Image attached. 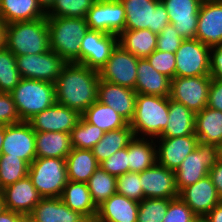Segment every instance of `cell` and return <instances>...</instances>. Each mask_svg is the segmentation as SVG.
I'll use <instances>...</instances> for the list:
<instances>
[{"instance_id": "1", "label": "cell", "mask_w": 222, "mask_h": 222, "mask_svg": "<svg viewBox=\"0 0 222 222\" xmlns=\"http://www.w3.org/2000/svg\"><path fill=\"white\" fill-rule=\"evenodd\" d=\"M99 71L68 63L54 83L56 102L82 114L97 101Z\"/></svg>"}, {"instance_id": "2", "label": "cell", "mask_w": 222, "mask_h": 222, "mask_svg": "<svg viewBox=\"0 0 222 222\" xmlns=\"http://www.w3.org/2000/svg\"><path fill=\"white\" fill-rule=\"evenodd\" d=\"M5 47L15 56L41 54L50 50L47 17L7 24Z\"/></svg>"}, {"instance_id": "3", "label": "cell", "mask_w": 222, "mask_h": 222, "mask_svg": "<svg viewBox=\"0 0 222 222\" xmlns=\"http://www.w3.org/2000/svg\"><path fill=\"white\" fill-rule=\"evenodd\" d=\"M50 49L68 63L80 64V41L89 27L86 18L47 17Z\"/></svg>"}, {"instance_id": "4", "label": "cell", "mask_w": 222, "mask_h": 222, "mask_svg": "<svg viewBox=\"0 0 222 222\" xmlns=\"http://www.w3.org/2000/svg\"><path fill=\"white\" fill-rule=\"evenodd\" d=\"M168 110L169 97L137 94L134 117L129 123L134 136L159 137L168 123Z\"/></svg>"}, {"instance_id": "5", "label": "cell", "mask_w": 222, "mask_h": 222, "mask_svg": "<svg viewBox=\"0 0 222 222\" xmlns=\"http://www.w3.org/2000/svg\"><path fill=\"white\" fill-rule=\"evenodd\" d=\"M10 94L21 121L26 122L56 103L54 84L47 81L22 78Z\"/></svg>"}, {"instance_id": "6", "label": "cell", "mask_w": 222, "mask_h": 222, "mask_svg": "<svg viewBox=\"0 0 222 222\" xmlns=\"http://www.w3.org/2000/svg\"><path fill=\"white\" fill-rule=\"evenodd\" d=\"M28 176L42 198L61 197L68 182L66 159L36 157Z\"/></svg>"}, {"instance_id": "7", "label": "cell", "mask_w": 222, "mask_h": 222, "mask_svg": "<svg viewBox=\"0 0 222 222\" xmlns=\"http://www.w3.org/2000/svg\"><path fill=\"white\" fill-rule=\"evenodd\" d=\"M125 8L124 30L149 29L159 34L170 22L161 0H120Z\"/></svg>"}, {"instance_id": "8", "label": "cell", "mask_w": 222, "mask_h": 222, "mask_svg": "<svg viewBox=\"0 0 222 222\" xmlns=\"http://www.w3.org/2000/svg\"><path fill=\"white\" fill-rule=\"evenodd\" d=\"M218 160V146L199 142L196 149L187 155L181 165L175 170L178 192L209 175V171Z\"/></svg>"}, {"instance_id": "9", "label": "cell", "mask_w": 222, "mask_h": 222, "mask_svg": "<svg viewBox=\"0 0 222 222\" xmlns=\"http://www.w3.org/2000/svg\"><path fill=\"white\" fill-rule=\"evenodd\" d=\"M22 78L55 83L68 62L51 49L41 54L15 56Z\"/></svg>"}, {"instance_id": "10", "label": "cell", "mask_w": 222, "mask_h": 222, "mask_svg": "<svg viewBox=\"0 0 222 222\" xmlns=\"http://www.w3.org/2000/svg\"><path fill=\"white\" fill-rule=\"evenodd\" d=\"M210 50L197 39H184L175 52V77L210 75Z\"/></svg>"}, {"instance_id": "11", "label": "cell", "mask_w": 222, "mask_h": 222, "mask_svg": "<svg viewBox=\"0 0 222 222\" xmlns=\"http://www.w3.org/2000/svg\"><path fill=\"white\" fill-rule=\"evenodd\" d=\"M212 76L174 77L171 79L170 99L184 104L194 113L207 107Z\"/></svg>"}, {"instance_id": "12", "label": "cell", "mask_w": 222, "mask_h": 222, "mask_svg": "<svg viewBox=\"0 0 222 222\" xmlns=\"http://www.w3.org/2000/svg\"><path fill=\"white\" fill-rule=\"evenodd\" d=\"M117 45V35L88 29L80 41V64L99 71Z\"/></svg>"}, {"instance_id": "13", "label": "cell", "mask_w": 222, "mask_h": 222, "mask_svg": "<svg viewBox=\"0 0 222 222\" xmlns=\"http://www.w3.org/2000/svg\"><path fill=\"white\" fill-rule=\"evenodd\" d=\"M91 30L119 35L124 31L125 8L120 0H96L86 15Z\"/></svg>"}, {"instance_id": "14", "label": "cell", "mask_w": 222, "mask_h": 222, "mask_svg": "<svg viewBox=\"0 0 222 222\" xmlns=\"http://www.w3.org/2000/svg\"><path fill=\"white\" fill-rule=\"evenodd\" d=\"M138 59L118 44L106 64L99 70L100 79L134 90Z\"/></svg>"}, {"instance_id": "15", "label": "cell", "mask_w": 222, "mask_h": 222, "mask_svg": "<svg viewBox=\"0 0 222 222\" xmlns=\"http://www.w3.org/2000/svg\"><path fill=\"white\" fill-rule=\"evenodd\" d=\"M1 154L19 157L29 165L36 158L35 131L29 122L4 126Z\"/></svg>"}, {"instance_id": "16", "label": "cell", "mask_w": 222, "mask_h": 222, "mask_svg": "<svg viewBox=\"0 0 222 222\" xmlns=\"http://www.w3.org/2000/svg\"><path fill=\"white\" fill-rule=\"evenodd\" d=\"M195 39L210 48L222 45V0H203Z\"/></svg>"}, {"instance_id": "17", "label": "cell", "mask_w": 222, "mask_h": 222, "mask_svg": "<svg viewBox=\"0 0 222 222\" xmlns=\"http://www.w3.org/2000/svg\"><path fill=\"white\" fill-rule=\"evenodd\" d=\"M140 180L144 199H174L179 197L175 171L167 169L157 162L140 172Z\"/></svg>"}, {"instance_id": "18", "label": "cell", "mask_w": 222, "mask_h": 222, "mask_svg": "<svg viewBox=\"0 0 222 222\" xmlns=\"http://www.w3.org/2000/svg\"><path fill=\"white\" fill-rule=\"evenodd\" d=\"M169 22L183 39H195L199 8L203 0H161Z\"/></svg>"}, {"instance_id": "19", "label": "cell", "mask_w": 222, "mask_h": 222, "mask_svg": "<svg viewBox=\"0 0 222 222\" xmlns=\"http://www.w3.org/2000/svg\"><path fill=\"white\" fill-rule=\"evenodd\" d=\"M81 114L74 109L68 108L59 103L36 114L28 122L35 132H65L71 133L78 123Z\"/></svg>"}, {"instance_id": "20", "label": "cell", "mask_w": 222, "mask_h": 222, "mask_svg": "<svg viewBox=\"0 0 222 222\" xmlns=\"http://www.w3.org/2000/svg\"><path fill=\"white\" fill-rule=\"evenodd\" d=\"M179 197L200 220L222 201L209 175L183 188Z\"/></svg>"}, {"instance_id": "21", "label": "cell", "mask_w": 222, "mask_h": 222, "mask_svg": "<svg viewBox=\"0 0 222 222\" xmlns=\"http://www.w3.org/2000/svg\"><path fill=\"white\" fill-rule=\"evenodd\" d=\"M157 143V163L167 169L175 171L186 156L196 149L199 140L198 137L193 134L172 138H157Z\"/></svg>"}, {"instance_id": "22", "label": "cell", "mask_w": 222, "mask_h": 222, "mask_svg": "<svg viewBox=\"0 0 222 222\" xmlns=\"http://www.w3.org/2000/svg\"><path fill=\"white\" fill-rule=\"evenodd\" d=\"M1 194L5 209L20 213L21 215H30L42 199L28 175L1 189Z\"/></svg>"}, {"instance_id": "23", "label": "cell", "mask_w": 222, "mask_h": 222, "mask_svg": "<svg viewBox=\"0 0 222 222\" xmlns=\"http://www.w3.org/2000/svg\"><path fill=\"white\" fill-rule=\"evenodd\" d=\"M137 93L131 88L101 80L98 85L97 100L113 108L128 123L134 117Z\"/></svg>"}, {"instance_id": "24", "label": "cell", "mask_w": 222, "mask_h": 222, "mask_svg": "<svg viewBox=\"0 0 222 222\" xmlns=\"http://www.w3.org/2000/svg\"><path fill=\"white\" fill-rule=\"evenodd\" d=\"M139 202L114 194L97 209L94 222H137Z\"/></svg>"}, {"instance_id": "25", "label": "cell", "mask_w": 222, "mask_h": 222, "mask_svg": "<svg viewBox=\"0 0 222 222\" xmlns=\"http://www.w3.org/2000/svg\"><path fill=\"white\" fill-rule=\"evenodd\" d=\"M135 92L137 94L170 96L171 79L153 68L146 58L138 59Z\"/></svg>"}, {"instance_id": "26", "label": "cell", "mask_w": 222, "mask_h": 222, "mask_svg": "<svg viewBox=\"0 0 222 222\" xmlns=\"http://www.w3.org/2000/svg\"><path fill=\"white\" fill-rule=\"evenodd\" d=\"M30 216L38 222H90L67 207L61 197L42 198Z\"/></svg>"}, {"instance_id": "27", "label": "cell", "mask_w": 222, "mask_h": 222, "mask_svg": "<svg viewBox=\"0 0 222 222\" xmlns=\"http://www.w3.org/2000/svg\"><path fill=\"white\" fill-rule=\"evenodd\" d=\"M62 201L71 210L94 222L98 207L94 204L86 182L68 181L64 187Z\"/></svg>"}, {"instance_id": "28", "label": "cell", "mask_w": 222, "mask_h": 222, "mask_svg": "<svg viewBox=\"0 0 222 222\" xmlns=\"http://www.w3.org/2000/svg\"><path fill=\"white\" fill-rule=\"evenodd\" d=\"M168 123L157 138H172L195 134V113L169 97Z\"/></svg>"}, {"instance_id": "29", "label": "cell", "mask_w": 222, "mask_h": 222, "mask_svg": "<svg viewBox=\"0 0 222 222\" xmlns=\"http://www.w3.org/2000/svg\"><path fill=\"white\" fill-rule=\"evenodd\" d=\"M36 157L66 159L72 151L71 136L65 132H35Z\"/></svg>"}, {"instance_id": "30", "label": "cell", "mask_w": 222, "mask_h": 222, "mask_svg": "<svg viewBox=\"0 0 222 222\" xmlns=\"http://www.w3.org/2000/svg\"><path fill=\"white\" fill-rule=\"evenodd\" d=\"M195 135L199 142L222 145V111L210 107L195 113Z\"/></svg>"}, {"instance_id": "31", "label": "cell", "mask_w": 222, "mask_h": 222, "mask_svg": "<svg viewBox=\"0 0 222 222\" xmlns=\"http://www.w3.org/2000/svg\"><path fill=\"white\" fill-rule=\"evenodd\" d=\"M46 17L37 0H0V19L7 25Z\"/></svg>"}, {"instance_id": "32", "label": "cell", "mask_w": 222, "mask_h": 222, "mask_svg": "<svg viewBox=\"0 0 222 222\" xmlns=\"http://www.w3.org/2000/svg\"><path fill=\"white\" fill-rule=\"evenodd\" d=\"M118 44L139 59L147 58L157 48V34L149 29L124 30L118 35Z\"/></svg>"}, {"instance_id": "33", "label": "cell", "mask_w": 222, "mask_h": 222, "mask_svg": "<svg viewBox=\"0 0 222 222\" xmlns=\"http://www.w3.org/2000/svg\"><path fill=\"white\" fill-rule=\"evenodd\" d=\"M135 137L128 144L129 172H143L157 162L156 140Z\"/></svg>"}, {"instance_id": "34", "label": "cell", "mask_w": 222, "mask_h": 222, "mask_svg": "<svg viewBox=\"0 0 222 222\" xmlns=\"http://www.w3.org/2000/svg\"><path fill=\"white\" fill-rule=\"evenodd\" d=\"M68 181L87 182L99 167L92 150L76 149L66 157Z\"/></svg>"}, {"instance_id": "35", "label": "cell", "mask_w": 222, "mask_h": 222, "mask_svg": "<svg viewBox=\"0 0 222 222\" xmlns=\"http://www.w3.org/2000/svg\"><path fill=\"white\" fill-rule=\"evenodd\" d=\"M133 138V130L128 124L126 127L104 132L101 140L91 150L100 164L118 150L128 147Z\"/></svg>"}, {"instance_id": "36", "label": "cell", "mask_w": 222, "mask_h": 222, "mask_svg": "<svg viewBox=\"0 0 222 222\" xmlns=\"http://www.w3.org/2000/svg\"><path fill=\"white\" fill-rule=\"evenodd\" d=\"M81 116L90 124L98 126L104 132L126 127L129 123L113 108L99 102H94Z\"/></svg>"}, {"instance_id": "37", "label": "cell", "mask_w": 222, "mask_h": 222, "mask_svg": "<svg viewBox=\"0 0 222 222\" xmlns=\"http://www.w3.org/2000/svg\"><path fill=\"white\" fill-rule=\"evenodd\" d=\"M86 183L97 207L117 193V177L107 173L100 166Z\"/></svg>"}, {"instance_id": "38", "label": "cell", "mask_w": 222, "mask_h": 222, "mask_svg": "<svg viewBox=\"0 0 222 222\" xmlns=\"http://www.w3.org/2000/svg\"><path fill=\"white\" fill-rule=\"evenodd\" d=\"M29 164L19 157L9 154L0 155V189L25 178L29 172Z\"/></svg>"}, {"instance_id": "39", "label": "cell", "mask_w": 222, "mask_h": 222, "mask_svg": "<svg viewBox=\"0 0 222 222\" xmlns=\"http://www.w3.org/2000/svg\"><path fill=\"white\" fill-rule=\"evenodd\" d=\"M104 131L88 123L82 116L72 129L71 143L76 149H92L103 137Z\"/></svg>"}, {"instance_id": "40", "label": "cell", "mask_w": 222, "mask_h": 222, "mask_svg": "<svg viewBox=\"0 0 222 222\" xmlns=\"http://www.w3.org/2000/svg\"><path fill=\"white\" fill-rule=\"evenodd\" d=\"M21 79L15 55L5 46L0 48V92L10 93Z\"/></svg>"}, {"instance_id": "41", "label": "cell", "mask_w": 222, "mask_h": 222, "mask_svg": "<svg viewBox=\"0 0 222 222\" xmlns=\"http://www.w3.org/2000/svg\"><path fill=\"white\" fill-rule=\"evenodd\" d=\"M96 0H55L46 17L86 18Z\"/></svg>"}, {"instance_id": "42", "label": "cell", "mask_w": 222, "mask_h": 222, "mask_svg": "<svg viewBox=\"0 0 222 222\" xmlns=\"http://www.w3.org/2000/svg\"><path fill=\"white\" fill-rule=\"evenodd\" d=\"M171 199L146 198L139 202L137 222H163Z\"/></svg>"}, {"instance_id": "43", "label": "cell", "mask_w": 222, "mask_h": 222, "mask_svg": "<svg viewBox=\"0 0 222 222\" xmlns=\"http://www.w3.org/2000/svg\"><path fill=\"white\" fill-rule=\"evenodd\" d=\"M117 194L141 202L144 199L140 173L127 172L117 177Z\"/></svg>"}, {"instance_id": "44", "label": "cell", "mask_w": 222, "mask_h": 222, "mask_svg": "<svg viewBox=\"0 0 222 222\" xmlns=\"http://www.w3.org/2000/svg\"><path fill=\"white\" fill-rule=\"evenodd\" d=\"M197 215L180 198L176 197L169 202L168 210L163 222H200Z\"/></svg>"}, {"instance_id": "45", "label": "cell", "mask_w": 222, "mask_h": 222, "mask_svg": "<svg viewBox=\"0 0 222 222\" xmlns=\"http://www.w3.org/2000/svg\"><path fill=\"white\" fill-rule=\"evenodd\" d=\"M146 59L159 73L164 74L170 79L175 77V53L155 50Z\"/></svg>"}, {"instance_id": "46", "label": "cell", "mask_w": 222, "mask_h": 222, "mask_svg": "<svg viewBox=\"0 0 222 222\" xmlns=\"http://www.w3.org/2000/svg\"><path fill=\"white\" fill-rule=\"evenodd\" d=\"M99 166L107 173L116 177L129 172L128 147L118 150L108 159L101 162Z\"/></svg>"}, {"instance_id": "47", "label": "cell", "mask_w": 222, "mask_h": 222, "mask_svg": "<svg viewBox=\"0 0 222 222\" xmlns=\"http://www.w3.org/2000/svg\"><path fill=\"white\" fill-rule=\"evenodd\" d=\"M184 39L174 29L173 25L169 23L158 35H157V48L163 52L175 53L180 47L181 42Z\"/></svg>"}, {"instance_id": "48", "label": "cell", "mask_w": 222, "mask_h": 222, "mask_svg": "<svg viewBox=\"0 0 222 222\" xmlns=\"http://www.w3.org/2000/svg\"><path fill=\"white\" fill-rule=\"evenodd\" d=\"M20 122L22 121L12 95L10 93L0 92V125L6 126Z\"/></svg>"}, {"instance_id": "49", "label": "cell", "mask_w": 222, "mask_h": 222, "mask_svg": "<svg viewBox=\"0 0 222 222\" xmlns=\"http://www.w3.org/2000/svg\"><path fill=\"white\" fill-rule=\"evenodd\" d=\"M207 107L222 111V80L212 78Z\"/></svg>"}, {"instance_id": "50", "label": "cell", "mask_w": 222, "mask_h": 222, "mask_svg": "<svg viewBox=\"0 0 222 222\" xmlns=\"http://www.w3.org/2000/svg\"><path fill=\"white\" fill-rule=\"evenodd\" d=\"M210 75L214 79L222 80V45L210 50Z\"/></svg>"}, {"instance_id": "51", "label": "cell", "mask_w": 222, "mask_h": 222, "mask_svg": "<svg viewBox=\"0 0 222 222\" xmlns=\"http://www.w3.org/2000/svg\"><path fill=\"white\" fill-rule=\"evenodd\" d=\"M209 176L211 177L218 195L222 199V161H217V163L209 171Z\"/></svg>"}, {"instance_id": "52", "label": "cell", "mask_w": 222, "mask_h": 222, "mask_svg": "<svg viewBox=\"0 0 222 222\" xmlns=\"http://www.w3.org/2000/svg\"><path fill=\"white\" fill-rule=\"evenodd\" d=\"M201 221L222 222V201L217 204Z\"/></svg>"}, {"instance_id": "53", "label": "cell", "mask_w": 222, "mask_h": 222, "mask_svg": "<svg viewBox=\"0 0 222 222\" xmlns=\"http://www.w3.org/2000/svg\"><path fill=\"white\" fill-rule=\"evenodd\" d=\"M21 217L20 213L5 209L0 213V222H19Z\"/></svg>"}, {"instance_id": "54", "label": "cell", "mask_w": 222, "mask_h": 222, "mask_svg": "<svg viewBox=\"0 0 222 222\" xmlns=\"http://www.w3.org/2000/svg\"><path fill=\"white\" fill-rule=\"evenodd\" d=\"M42 10L47 13L54 5L55 0H37Z\"/></svg>"}, {"instance_id": "55", "label": "cell", "mask_w": 222, "mask_h": 222, "mask_svg": "<svg viewBox=\"0 0 222 222\" xmlns=\"http://www.w3.org/2000/svg\"><path fill=\"white\" fill-rule=\"evenodd\" d=\"M5 27L6 24L0 19V48L5 46Z\"/></svg>"}, {"instance_id": "56", "label": "cell", "mask_w": 222, "mask_h": 222, "mask_svg": "<svg viewBox=\"0 0 222 222\" xmlns=\"http://www.w3.org/2000/svg\"><path fill=\"white\" fill-rule=\"evenodd\" d=\"M19 222H38L35 220L32 216L30 215H22L21 219Z\"/></svg>"}, {"instance_id": "57", "label": "cell", "mask_w": 222, "mask_h": 222, "mask_svg": "<svg viewBox=\"0 0 222 222\" xmlns=\"http://www.w3.org/2000/svg\"><path fill=\"white\" fill-rule=\"evenodd\" d=\"M3 140H4V125H0V155H1Z\"/></svg>"}, {"instance_id": "58", "label": "cell", "mask_w": 222, "mask_h": 222, "mask_svg": "<svg viewBox=\"0 0 222 222\" xmlns=\"http://www.w3.org/2000/svg\"><path fill=\"white\" fill-rule=\"evenodd\" d=\"M5 210V204H4V201H3V197H2V194L0 193V213Z\"/></svg>"}, {"instance_id": "59", "label": "cell", "mask_w": 222, "mask_h": 222, "mask_svg": "<svg viewBox=\"0 0 222 222\" xmlns=\"http://www.w3.org/2000/svg\"><path fill=\"white\" fill-rule=\"evenodd\" d=\"M219 160L222 161V145L219 147Z\"/></svg>"}]
</instances>
